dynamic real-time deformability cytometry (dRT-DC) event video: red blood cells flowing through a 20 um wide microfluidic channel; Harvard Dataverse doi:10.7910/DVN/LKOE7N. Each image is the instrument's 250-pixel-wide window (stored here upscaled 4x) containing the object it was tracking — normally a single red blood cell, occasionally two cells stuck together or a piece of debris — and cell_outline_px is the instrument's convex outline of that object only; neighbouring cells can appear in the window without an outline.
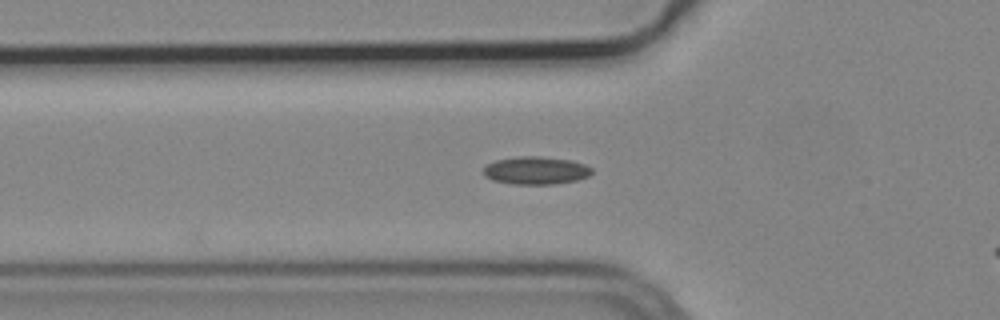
{"species": "common noctule bat (a hibernating species)", "species_latin": "Nyctalus noctula", "temperature_condition": "cold", "stored_images_in_passage": 5, "camera_frame_rate_fps": 3000, "um_per_image_px": 0.085, "animal": {"sex": "male", "body_mass_g": 19.2, "forearm_length_mm": 51.8}, "frame": {"image": 1, "passage_image": 3, "time_ms": 0.667, "image_size_px": [1000, 320], "cell_outline_px": [[592, 172], [588, 176], [576, 180], [552, 184], [512, 184], [492, 180], [484, 176], [484, 168], [488, 164], [496, 160], [520, 156], [540, 156], [572, 160], [584, 164], [592, 168]], "centroid_in_image_um": [45.55, 14.49], "position_along_channel_um": 80.3, "area_um2": 17.51}}
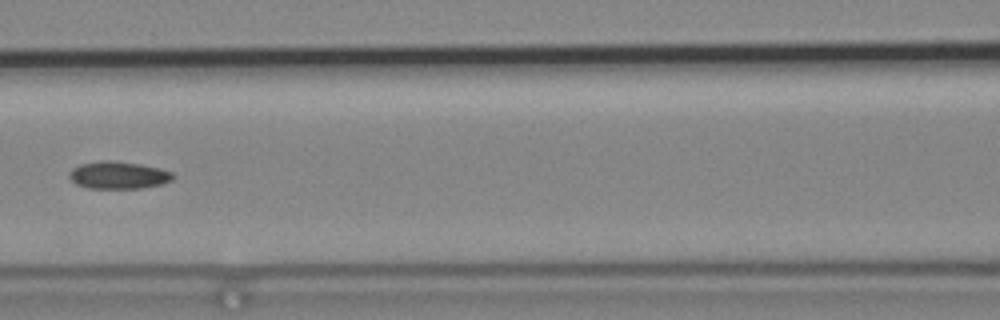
{"frame": {"image": 2, "passage_image": 5, "time_ms": 1.333, "image_size_px": [1000, 320], "cell_outline_px": [[176, 176], [172, 180], [164, 184], [140, 188], [88, 188], [76, 184], [68, 176], [72, 168], [80, 164], [104, 160], [112, 160], [140, 164], [160, 168], [172, 172]], "centroid_in_image_um": [10.09, 14.88], "position_along_channel_um": 156.5, "area_um2": 16.65}}